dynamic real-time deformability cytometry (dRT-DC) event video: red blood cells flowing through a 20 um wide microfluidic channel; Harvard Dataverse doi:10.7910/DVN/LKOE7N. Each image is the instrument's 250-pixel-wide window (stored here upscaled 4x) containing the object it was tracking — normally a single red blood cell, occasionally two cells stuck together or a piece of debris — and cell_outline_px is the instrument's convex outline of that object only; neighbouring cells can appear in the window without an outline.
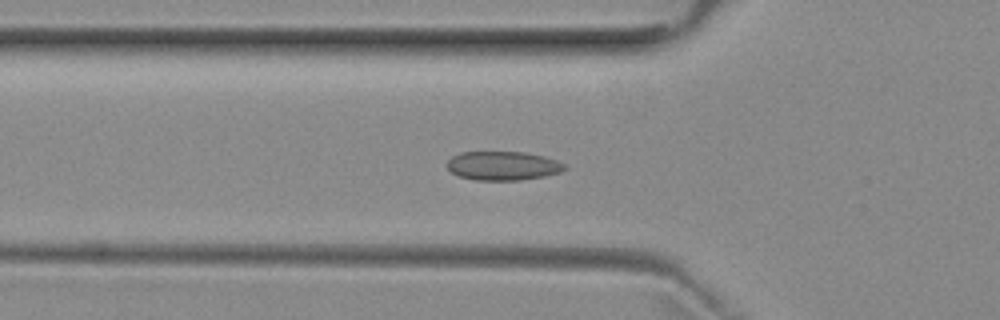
{"species": "common noctule bat (a hibernating species)", "species_latin": "Nyctalus noctula", "temperature_condition": "room temperature", "stored_images_in_passage": 53, "camera_frame_rate_fps": 3000, "um_per_image_px": 0.085, "animal": {"sex": "female", "body_mass_g": 29.2, "forearm_length_mm": 56.3}, "frame": {"image": 1, "passage_image": 18, "time_ms": 5.667, "image_size_px": [1000, 320], "cell_outline_px": [[568, 168], [560, 172], [544, 176], [520, 180], [476, 180], [456, 176], [444, 164], [452, 156], [460, 152], [524, 152], [544, 156], [556, 160], [564, 164]], "centroid_in_image_um": [42.71, 14.09], "position_along_channel_um": 83.1, "area_um2": 19.94}}
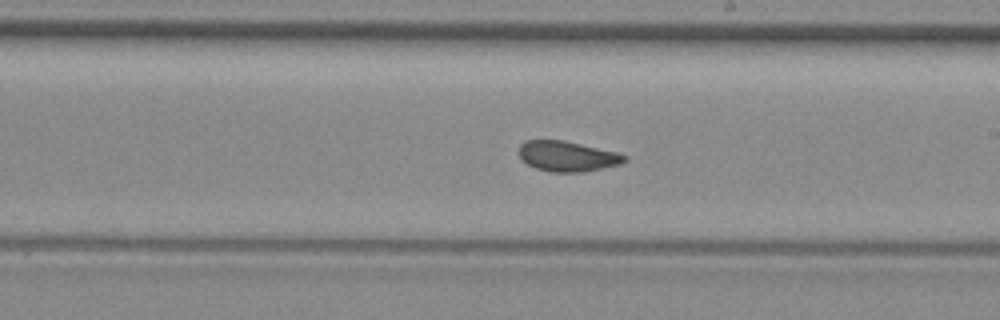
{"frame": {"image": 2, "passage_image": 30, "time_ms": 9.667, "image_size_px": [1000, 320], "cell_outline_px": [[628, 160], [620, 164], [584, 172], [548, 172], [536, 168], [520, 160], [520, 144], [524, 140], [564, 140], [616, 152], [628, 156]], "centroid_in_image_um": [48.22, 13.28], "position_along_channel_um": 240.8, "area_um2": 18.73}}
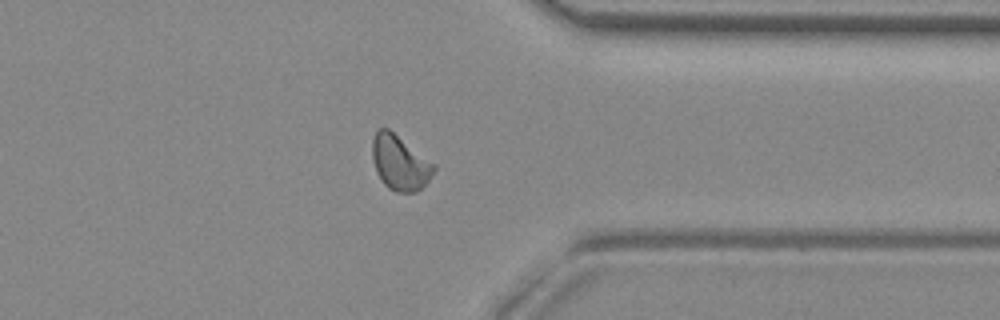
{"frame": {"image": 3, "passage_image": 41, "time_ms": 13.333, "image_size_px": [1000, 320], "cell_outline_px": [[436, 168], [428, 180], [416, 192], [396, 192], [388, 188], [384, 184], [376, 172], [372, 156], [372, 140], [376, 128], [388, 128], [436, 164]], "centroid_in_image_um": [33.97, 13.81], "position_along_channel_um": 377.4, "area_um2": 19.71}, "authors_computed_cell_mechanics": {"area_um2": 19.363, "velocity_mm_per_s": 3.9356, "shape_relaxation_time_tau1_ms": null, "shape_relaxation_time_tau2_ms": 1.3793, "deformation_change_tau1": null, "deformation_change_tau2": 0.0663}}